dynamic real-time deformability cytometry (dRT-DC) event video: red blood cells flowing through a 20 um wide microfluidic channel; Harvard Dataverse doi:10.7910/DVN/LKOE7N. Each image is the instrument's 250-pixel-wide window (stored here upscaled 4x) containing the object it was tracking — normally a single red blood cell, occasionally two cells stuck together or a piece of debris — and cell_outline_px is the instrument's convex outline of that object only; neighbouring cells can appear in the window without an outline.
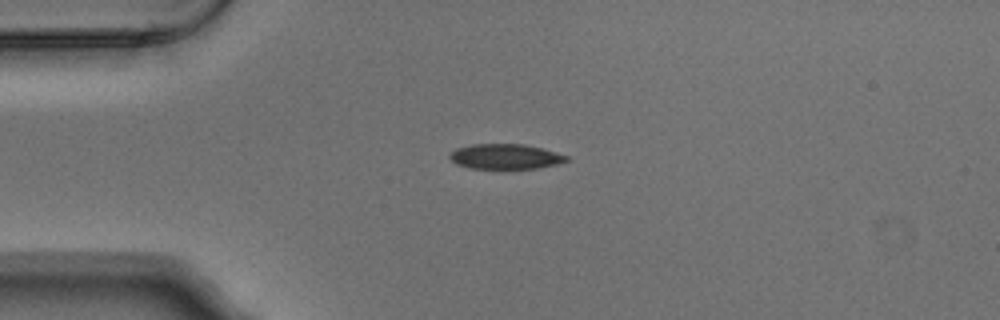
{"species": "Egyptian fruit bat (a non-hibernating species)", "species_latin": "Rousettus aegyptiacus", "temperature_condition": "warm", "stored_images_in_passage": 3, "camera_frame_rate_fps": 3000, "um_per_image_px": 0.085, "animal": {"sex": "male"}, "frame": {"image": 1, "passage_image": 3, "time_ms": 0.667, "image_size_px": [1000, 320], "cell_outline_px": [[568, 160], [556, 164], [536, 168], [468, 168], [456, 164], [448, 156], [456, 148], [472, 144], [524, 144], [540, 148], [568, 156]], "centroid_in_image_um": [42.91, 13.3], "position_along_channel_um": 42.1, "area_um2": 16.82}}